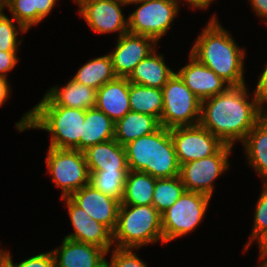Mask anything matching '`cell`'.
I'll return each instance as SVG.
<instances>
[{"instance_id": "cell-1", "label": "cell", "mask_w": 267, "mask_h": 267, "mask_svg": "<svg viewBox=\"0 0 267 267\" xmlns=\"http://www.w3.org/2000/svg\"><path fill=\"white\" fill-rule=\"evenodd\" d=\"M247 84L229 86L225 91L201 101L200 125L224 144L243 142L248 132L261 120V109Z\"/></svg>"}, {"instance_id": "cell-2", "label": "cell", "mask_w": 267, "mask_h": 267, "mask_svg": "<svg viewBox=\"0 0 267 267\" xmlns=\"http://www.w3.org/2000/svg\"><path fill=\"white\" fill-rule=\"evenodd\" d=\"M206 24L190 54L230 86L245 85L246 48L238 46L229 31L222 27L216 14Z\"/></svg>"}, {"instance_id": "cell-3", "label": "cell", "mask_w": 267, "mask_h": 267, "mask_svg": "<svg viewBox=\"0 0 267 267\" xmlns=\"http://www.w3.org/2000/svg\"><path fill=\"white\" fill-rule=\"evenodd\" d=\"M85 110L63 106H34L16 122L18 132L40 129L48 132V147L80 151Z\"/></svg>"}, {"instance_id": "cell-4", "label": "cell", "mask_w": 267, "mask_h": 267, "mask_svg": "<svg viewBox=\"0 0 267 267\" xmlns=\"http://www.w3.org/2000/svg\"><path fill=\"white\" fill-rule=\"evenodd\" d=\"M124 147L129 170L148 173L156 179L179 176L180 164L170 129L161 126Z\"/></svg>"}, {"instance_id": "cell-5", "label": "cell", "mask_w": 267, "mask_h": 267, "mask_svg": "<svg viewBox=\"0 0 267 267\" xmlns=\"http://www.w3.org/2000/svg\"><path fill=\"white\" fill-rule=\"evenodd\" d=\"M156 242L164 244L159 211L153 205L120 204L113 231L114 247L141 249Z\"/></svg>"}, {"instance_id": "cell-6", "label": "cell", "mask_w": 267, "mask_h": 267, "mask_svg": "<svg viewBox=\"0 0 267 267\" xmlns=\"http://www.w3.org/2000/svg\"><path fill=\"white\" fill-rule=\"evenodd\" d=\"M163 111L161 126L175 127L195 126L200 123L201 101L175 73L162 88Z\"/></svg>"}, {"instance_id": "cell-7", "label": "cell", "mask_w": 267, "mask_h": 267, "mask_svg": "<svg viewBox=\"0 0 267 267\" xmlns=\"http://www.w3.org/2000/svg\"><path fill=\"white\" fill-rule=\"evenodd\" d=\"M210 200L211 197L208 195L185 190L161 215L164 244L197 229L205 218Z\"/></svg>"}, {"instance_id": "cell-8", "label": "cell", "mask_w": 267, "mask_h": 267, "mask_svg": "<svg viewBox=\"0 0 267 267\" xmlns=\"http://www.w3.org/2000/svg\"><path fill=\"white\" fill-rule=\"evenodd\" d=\"M46 166L61 199L89 184L90 173L83 151L48 147Z\"/></svg>"}, {"instance_id": "cell-9", "label": "cell", "mask_w": 267, "mask_h": 267, "mask_svg": "<svg viewBox=\"0 0 267 267\" xmlns=\"http://www.w3.org/2000/svg\"><path fill=\"white\" fill-rule=\"evenodd\" d=\"M128 16V32L153 38L157 43L167 34L179 13L173 0H145Z\"/></svg>"}, {"instance_id": "cell-10", "label": "cell", "mask_w": 267, "mask_h": 267, "mask_svg": "<svg viewBox=\"0 0 267 267\" xmlns=\"http://www.w3.org/2000/svg\"><path fill=\"white\" fill-rule=\"evenodd\" d=\"M232 148L225 144L212 156L181 164L179 177L185 190L213 197L214 182L229 169Z\"/></svg>"}, {"instance_id": "cell-11", "label": "cell", "mask_w": 267, "mask_h": 267, "mask_svg": "<svg viewBox=\"0 0 267 267\" xmlns=\"http://www.w3.org/2000/svg\"><path fill=\"white\" fill-rule=\"evenodd\" d=\"M78 13L90 29L97 34L118 33V38L128 32V17L124 16L120 0H73Z\"/></svg>"}, {"instance_id": "cell-12", "label": "cell", "mask_w": 267, "mask_h": 267, "mask_svg": "<svg viewBox=\"0 0 267 267\" xmlns=\"http://www.w3.org/2000/svg\"><path fill=\"white\" fill-rule=\"evenodd\" d=\"M179 164L216 154L225 144L200 124L170 129Z\"/></svg>"}, {"instance_id": "cell-13", "label": "cell", "mask_w": 267, "mask_h": 267, "mask_svg": "<svg viewBox=\"0 0 267 267\" xmlns=\"http://www.w3.org/2000/svg\"><path fill=\"white\" fill-rule=\"evenodd\" d=\"M157 42L148 36L124 33L109 53L117 77H128L133 69L156 48Z\"/></svg>"}, {"instance_id": "cell-14", "label": "cell", "mask_w": 267, "mask_h": 267, "mask_svg": "<svg viewBox=\"0 0 267 267\" xmlns=\"http://www.w3.org/2000/svg\"><path fill=\"white\" fill-rule=\"evenodd\" d=\"M67 207L68 216L74 232L64 236L67 239L89 243L105 249H112L113 233L103 224L92 219L82 208L77 206L69 197L62 198Z\"/></svg>"}, {"instance_id": "cell-15", "label": "cell", "mask_w": 267, "mask_h": 267, "mask_svg": "<svg viewBox=\"0 0 267 267\" xmlns=\"http://www.w3.org/2000/svg\"><path fill=\"white\" fill-rule=\"evenodd\" d=\"M69 198L113 233L117 225L119 200L103 194L91 184L76 190Z\"/></svg>"}, {"instance_id": "cell-16", "label": "cell", "mask_w": 267, "mask_h": 267, "mask_svg": "<svg viewBox=\"0 0 267 267\" xmlns=\"http://www.w3.org/2000/svg\"><path fill=\"white\" fill-rule=\"evenodd\" d=\"M62 245L51 250L55 267H106L105 249L89 244L62 239Z\"/></svg>"}, {"instance_id": "cell-17", "label": "cell", "mask_w": 267, "mask_h": 267, "mask_svg": "<svg viewBox=\"0 0 267 267\" xmlns=\"http://www.w3.org/2000/svg\"><path fill=\"white\" fill-rule=\"evenodd\" d=\"M200 101L225 91L230 85L189 53V62L176 72Z\"/></svg>"}, {"instance_id": "cell-18", "label": "cell", "mask_w": 267, "mask_h": 267, "mask_svg": "<svg viewBox=\"0 0 267 267\" xmlns=\"http://www.w3.org/2000/svg\"><path fill=\"white\" fill-rule=\"evenodd\" d=\"M97 90L72 78L63 87L51 86L35 106H63L87 110L96 107Z\"/></svg>"}, {"instance_id": "cell-19", "label": "cell", "mask_w": 267, "mask_h": 267, "mask_svg": "<svg viewBox=\"0 0 267 267\" xmlns=\"http://www.w3.org/2000/svg\"><path fill=\"white\" fill-rule=\"evenodd\" d=\"M130 82L126 77H116L97 90L96 108L115 123L131 111L129 103Z\"/></svg>"}, {"instance_id": "cell-20", "label": "cell", "mask_w": 267, "mask_h": 267, "mask_svg": "<svg viewBox=\"0 0 267 267\" xmlns=\"http://www.w3.org/2000/svg\"><path fill=\"white\" fill-rule=\"evenodd\" d=\"M83 153L89 172L129 170L125 147L115 139L89 146Z\"/></svg>"}, {"instance_id": "cell-21", "label": "cell", "mask_w": 267, "mask_h": 267, "mask_svg": "<svg viewBox=\"0 0 267 267\" xmlns=\"http://www.w3.org/2000/svg\"><path fill=\"white\" fill-rule=\"evenodd\" d=\"M156 49L144 58L127 77L134 84L162 89L168 80L176 73L165 63L163 54Z\"/></svg>"}, {"instance_id": "cell-22", "label": "cell", "mask_w": 267, "mask_h": 267, "mask_svg": "<svg viewBox=\"0 0 267 267\" xmlns=\"http://www.w3.org/2000/svg\"><path fill=\"white\" fill-rule=\"evenodd\" d=\"M243 145L248 167L267 183V124L261 119L247 134Z\"/></svg>"}, {"instance_id": "cell-23", "label": "cell", "mask_w": 267, "mask_h": 267, "mask_svg": "<svg viewBox=\"0 0 267 267\" xmlns=\"http://www.w3.org/2000/svg\"><path fill=\"white\" fill-rule=\"evenodd\" d=\"M160 127V121L156 117L129 111L115 123L114 139L124 146L139 137L154 133Z\"/></svg>"}, {"instance_id": "cell-24", "label": "cell", "mask_w": 267, "mask_h": 267, "mask_svg": "<svg viewBox=\"0 0 267 267\" xmlns=\"http://www.w3.org/2000/svg\"><path fill=\"white\" fill-rule=\"evenodd\" d=\"M115 122L103 111L95 108L85 110V120L82 124L80 151L98 143L113 140Z\"/></svg>"}, {"instance_id": "cell-25", "label": "cell", "mask_w": 267, "mask_h": 267, "mask_svg": "<svg viewBox=\"0 0 267 267\" xmlns=\"http://www.w3.org/2000/svg\"><path fill=\"white\" fill-rule=\"evenodd\" d=\"M155 182L148 173L129 170L120 204L152 205Z\"/></svg>"}, {"instance_id": "cell-26", "label": "cell", "mask_w": 267, "mask_h": 267, "mask_svg": "<svg viewBox=\"0 0 267 267\" xmlns=\"http://www.w3.org/2000/svg\"><path fill=\"white\" fill-rule=\"evenodd\" d=\"M111 57L108 54L91 58L82 64L76 74L72 77L78 83L98 90L102 85L115 79Z\"/></svg>"}, {"instance_id": "cell-27", "label": "cell", "mask_w": 267, "mask_h": 267, "mask_svg": "<svg viewBox=\"0 0 267 267\" xmlns=\"http://www.w3.org/2000/svg\"><path fill=\"white\" fill-rule=\"evenodd\" d=\"M129 103L131 111L149 114L160 121L163 111L162 89L146 87L130 82Z\"/></svg>"}, {"instance_id": "cell-28", "label": "cell", "mask_w": 267, "mask_h": 267, "mask_svg": "<svg viewBox=\"0 0 267 267\" xmlns=\"http://www.w3.org/2000/svg\"><path fill=\"white\" fill-rule=\"evenodd\" d=\"M184 191V184L179 176L156 179L152 205L162 215L180 198Z\"/></svg>"}, {"instance_id": "cell-29", "label": "cell", "mask_w": 267, "mask_h": 267, "mask_svg": "<svg viewBox=\"0 0 267 267\" xmlns=\"http://www.w3.org/2000/svg\"><path fill=\"white\" fill-rule=\"evenodd\" d=\"M128 172L129 170L89 172V184L103 194L121 202Z\"/></svg>"}, {"instance_id": "cell-30", "label": "cell", "mask_w": 267, "mask_h": 267, "mask_svg": "<svg viewBox=\"0 0 267 267\" xmlns=\"http://www.w3.org/2000/svg\"><path fill=\"white\" fill-rule=\"evenodd\" d=\"M20 33H27V30L3 11L0 14V51L18 52L22 42V38L18 40Z\"/></svg>"}, {"instance_id": "cell-31", "label": "cell", "mask_w": 267, "mask_h": 267, "mask_svg": "<svg viewBox=\"0 0 267 267\" xmlns=\"http://www.w3.org/2000/svg\"><path fill=\"white\" fill-rule=\"evenodd\" d=\"M4 8L9 10L18 23H20L27 31L37 25V8L34 0H7Z\"/></svg>"}, {"instance_id": "cell-32", "label": "cell", "mask_w": 267, "mask_h": 267, "mask_svg": "<svg viewBox=\"0 0 267 267\" xmlns=\"http://www.w3.org/2000/svg\"><path fill=\"white\" fill-rule=\"evenodd\" d=\"M262 186V192L255 205L252 232L245 244L244 252L248 251L253 241L255 242L267 230V183H263Z\"/></svg>"}, {"instance_id": "cell-33", "label": "cell", "mask_w": 267, "mask_h": 267, "mask_svg": "<svg viewBox=\"0 0 267 267\" xmlns=\"http://www.w3.org/2000/svg\"><path fill=\"white\" fill-rule=\"evenodd\" d=\"M133 248H118L114 247L107 253L111 254V260L106 261V267H148L146 262L138 257Z\"/></svg>"}, {"instance_id": "cell-34", "label": "cell", "mask_w": 267, "mask_h": 267, "mask_svg": "<svg viewBox=\"0 0 267 267\" xmlns=\"http://www.w3.org/2000/svg\"><path fill=\"white\" fill-rule=\"evenodd\" d=\"M2 263L6 267H55V260L52 251L38 253L24 259L19 263H13L11 252L3 250Z\"/></svg>"}, {"instance_id": "cell-35", "label": "cell", "mask_w": 267, "mask_h": 267, "mask_svg": "<svg viewBox=\"0 0 267 267\" xmlns=\"http://www.w3.org/2000/svg\"><path fill=\"white\" fill-rule=\"evenodd\" d=\"M264 67L260 75H258V83L253 92L261 110L267 108V64Z\"/></svg>"}, {"instance_id": "cell-36", "label": "cell", "mask_w": 267, "mask_h": 267, "mask_svg": "<svg viewBox=\"0 0 267 267\" xmlns=\"http://www.w3.org/2000/svg\"><path fill=\"white\" fill-rule=\"evenodd\" d=\"M18 52H4L0 51V76L6 77L18 64Z\"/></svg>"}, {"instance_id": "cell-37", "label": "cell", "mask_w": 267, "mask_h": 267, "mask_svg": "<svg viewBox=\"0 0 267 267\" xmlns=\"http://www.w3.org/2000/svg\"><path fill=\"white\" fill-rule=\"evenodd\" d=\"M37 8V25L41 24L42 20L46 18L54 9L58 0H34Z\"/></svg>"}, {"instance_id": "cell-38", "label": "cell", "mask_w": 267, "mask_h": 267, "mask_svg": "<svg viewBox=\"0 0 267 267\" xmlns=\"http://www.w3.org/2000/svg\"><path fill=\"white\" fill-rule=\"evenodd\" d=\"M253 8L255 15L261 18L267 24V0H248Z\"/></svg>"}, {"instance_id": "cell-39", "label": "cell", "mask_w": 267, "mask_h": 267, "mask_svg": "<svg viewBox=\"0 0 267 267\" xmlns=\"http://www.w3.org/2000/svg\"><path fill=\"white\" fill-rule=\"evenodd\" d=\"M8 78L0 76V107L3 106L11 97V85Z\"/></svg>"}, {"instance_id": "cell-40", "label": "cell", "mask_w": 267, "mask_h": 267, "mask_svg": "<svg viewBox=\"0 0 267 267\" xmlns=\"http://www.w3.org/2000/svg\"><path fill=\"white\" fill-rule=\"evenodd\" d=\"M175 1L179 6L180 3L185 1V5L190 6L191 9H199V10H206L211 4H213L214 0H173ZM180 2V3H179Z\"/></svg>"}, {"instance_id": "cell-41", "label": "cell", "mask_w": 267, "mask_h": 267, "mask_svg": "<svg viewBox=\"0 0 267 267\" xmlns=\"http://www.w3.org/2000/svg\"><path fill=\"white\" fill-rule=\"evenodd\" d=\"M259 250L258 257H267V230L256 240Z\"/></svg>"}, {"instance_id": "cell-42", "label": "cell", "mask_w": 267, "mask_h": 267, "mask_svg": "<svg viewBox=\"0 0 267 267\" xmlns=\"http://www.w3.org/2000/svg\"><path fill=\"white\" fill-rule=\"evenodd\" d=\"M258 259L261 263L255 267H267V257H259Z\"/></svg>"}, {"instance_id": "cell-43", "label": "cell", "mask_w": 267, "mask_h": 267, "mask_svg": "<svg viewBox=\"0 0 267 267\" xmlns=\"http://www.w3.org/2000/svg\"><path fill=\"white\" fill-rule=\"evenodd\" d=\"M120 1L124 3L125 5H132L135 3L143 2L145 0H120Z\"/></svg>"}, {"instance_id": "cell-44", "label": "cell", "mask_w": 267, "mask_h": 267, "mask_svg": "<svg viewBox=\"0 0 267 267\" xmlns=\"http://www.w3.org/2000/svg\"><path fill=\"white\" fill-rule=\"evenodd\" d=\"M261 119L267 124V108L261 111Z\"/></svg>"}, {"instance_id": "cell-45", "label": "cell", "mask_w": 267, "mask_h": 267, "mask_svg": "<svg viewBox=\"0 0 267 267\" xmlns=\"http://www.w3.org/2000/svg\"><path fill=\"white\" fill-rule=\"evenodd\" d=\"M5 10L4 3L0 1V14Z\"/></svg>"}, {"instance_id": "cell-46", "label": "cell", "mask_w": 267, "mask_h": 267, "mask_svg": "<svg viewBox=\"0 0 267 267\" xmlns=\"http://www.w3.org/2000/svg\"><path fill=\"white\" fill-rule=\"evenodd\" d=\"M3 248H0V264L2 263Z\"/></svg>"}, {"instance_id": "cell-47", "label": "cell", "mask_w": 267, "mask_h": 267, "mask_svg": "<svg viewBox=\"0 0 267 267\" xmlns=\"http://www.w3.org/2000/svg\"><path fill=\"white\" fill-rule=\"evenodd\" d=\"M1 2H3L4 4L7 2V0H0Z\"/></svg>"}, {"instance_id": "cell-48", "label": "cell", "mask_w": 267, "mask_h": 267, "mask_svg": "<svg viewBox=\"0 0 267 267\" xmlns=\"http://www.w3.org/2000/svg\"><path fill=\"white\" fill-rule=\"evenodd\" d=\"M0 267H6L3 263L0 264Z\"/></svg>"}]
</instances>
